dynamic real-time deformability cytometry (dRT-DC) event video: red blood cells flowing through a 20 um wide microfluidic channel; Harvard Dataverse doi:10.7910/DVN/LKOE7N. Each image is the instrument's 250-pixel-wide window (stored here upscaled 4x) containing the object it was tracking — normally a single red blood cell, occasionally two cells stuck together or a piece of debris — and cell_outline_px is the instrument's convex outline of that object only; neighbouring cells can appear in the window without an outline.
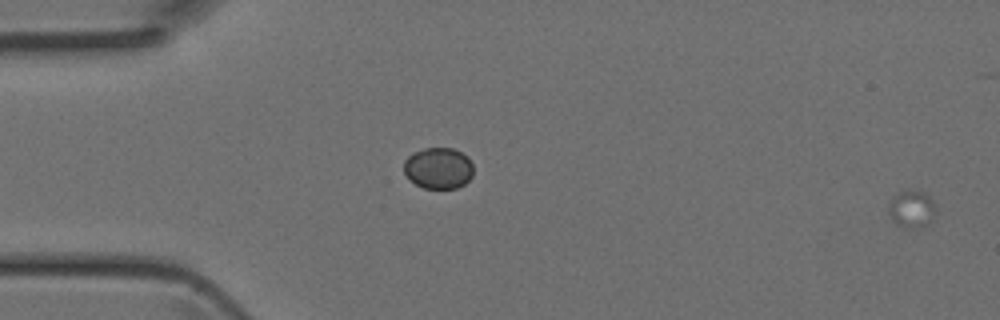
{"species": "Egyptian fruit bat (a non-hibernating species)", "species_latin": "Rousettus aegyptiacus", "temperature_condition": "room temperature", "stored_images_in_passage": 17, "camera_frame_rate_fps": 3000, "um_per_image_px": 0.085, "animal": {"sex": "female"}, "frame": {"image": 1, "passage_image": 1, "time_ms": 0.0, "image_size_px": [1000, 320], "cell_outline_px": [[932, 220], [916, 228], [904, 228], [896, 224], [892, 220], [888, 212], [888, 208], [892, 196], [904, 188], [908, 188], [924, 192], [928, 196], [932, 204]], "centroid_in_image_um": [77.39, 17.72], "position_along_channel_um": 7.6, "area_um2": 10.12}}